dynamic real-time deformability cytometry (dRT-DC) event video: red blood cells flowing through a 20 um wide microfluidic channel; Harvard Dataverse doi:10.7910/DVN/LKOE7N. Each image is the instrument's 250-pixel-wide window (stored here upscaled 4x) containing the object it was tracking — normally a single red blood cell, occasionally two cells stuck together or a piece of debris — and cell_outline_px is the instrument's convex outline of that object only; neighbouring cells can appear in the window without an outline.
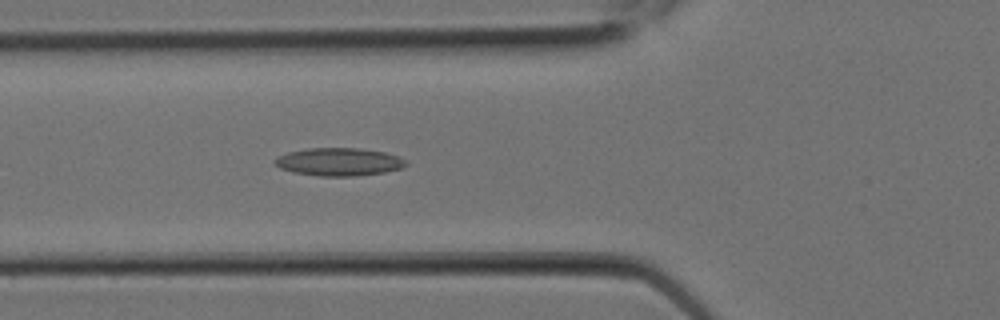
{"species": "Egyptian fruit bat (a non-hibernating species)", "species_latin": "Rousettus aegyptiacus", "temperature_condition": "room temperature", "stored_images_in_passage": 8, "camera_frame_rate_fps": 3000, "um_per_image_px": 0.085, "animal": {"sex": "female"}, "frame": {"image": 1, "passage_image": 8, "time_ms": 2.333, "image_size_px": [1000, 320], "cell_outline_px": [[408, 164], [400, 168], [384, 172], [356, 176], [320, 176], [292, 172], [280, 168], [272, 160], [288, 152], [308, 148], [360, 148], [384, 152], [400, 156], [408, 160]], "centroid_in_image_um": [28.84, 13.75], "position_along_channel_um": 97.0, "area_um2": 21.39}}